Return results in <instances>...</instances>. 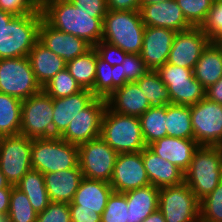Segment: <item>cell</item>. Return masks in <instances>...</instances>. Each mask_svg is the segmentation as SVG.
Wrapping results in <instances>:
<instances>
[{"instance_id":"2","label":"cell","mask_w":222,"mask_h":222,"mask_svg":"<svg viewBox=\"0 0 222 222\" xmlns=\"http://www.w3.org/2000/svg\"><path fill=\"white\" fill-rule=\"evenodd\" d=\"M222 181V150L218 146L200 145L193 154L184 182L202 200Z\"/></svg>"},{"instance_id":"37","label":"cell","mask_w":222,"mask_h":222,"mask_svg":"<svg viewBox=\"0 0 222 222\" xmlns=\"http://www.w3.org/2000/svg\"><path fill=\"white\" fill-rule=\"evenodd\" d=\"M42 89L52 99L64 98L82 90L66 68L56 74Z\"/></svg>"},{"instance_id":"3","label":"cell","mask_w":222,"mask_h":222,"mask_svg":"<svg viewBox=\"0 0 222 222\" xmlns=\"http://www.w3.org/2000/svg\"><path fill=\"white\" fill-rule=\"evenodd\" d=\"M145 25L139 10H108L103 19L102 40L126 53L140 54L143 47Z\"/></svg>"},{"instance_id":"46","label":"cell","mask_w":222,"mask_h":222,"mask_svg":"<svg viewBox=\"0 0 222 222\" xmlns=\"http://www.w3.org/2000/svg\"><path fill=\"white\" fill-rule=\"evenodd\" d=\"M75 7L86 13H94V18H104L108 8L106 0H69Z\"/></svg>"},{"instance_id":"18","label":"cell","mask_w":222,"mask_h":222,"mask_svg":"<svg viewBox=\"0 0 222 222\" xmlns=\"http://www.w3.org/2000/svg\"><path fill=\"white\" fill-rule=\"evenodd\" d=\"M145 26L171 29L175 32L190 29L176 0L161 1L154 4H141L139 9Z\"/></svg>"},{"instance_id":"30","label":"cell","mask_w":222,"mask_h":222,"mask_svg":"<svg viewBox=\"0 0 222 222\" xmlns=\"http://www.w3.org/2000/svg\"><path fill=\"white\" fill-rule=\"evenodd\" d=\"M25 193L33 209L40 213L51 203L45 187L44 176L40 171L30 170L15 185Z\"/></svg>"},{"instance_id":"8","label":"cell","mask_w":222,"mask_h":222,"mask_svg":"<svg viewBox=\"0 0 222 222\" xmlns=\"http://www.w3.org/2000/svg\"><path fill=\"white\" fill-rule=\"evenodd\" d=\"M158 203L166 222H200V200L185 182L160 188Z\"/></svg>"},{"instance_id":"29","label":"cell","mask_w":222,"mask_h":222,"mask_svg":"<svg viewBox=\"0 0 222 222\" xmlns=\"http://www.w3.org/2000/svg\"><path fill=\"white\" fill-rule=\"evenodd\" d=\"M126 79L121 76L120 65L111 66L97 52L96 77L91 90L96 98L107 99L117 88L123 87Z\"/></svg>"},{"instance_id":"55","label":"cell","mask_w":222,"mask_h":222,"mask_svg":"<svg viewBox=\"0 0 222 222\" xmlns=\"http://www.w3.org/2000/svg\"><path fill=\"white\" fill-rule=\"evenodd\" d=\"M161 1H167V0H141V4H154V3H160Z\"/></svg>"},{"instance_id":"40","label":"cell","mask_w":222,"mask_h":222,"mask_svg":"<svg viewBox=\"0 0 222 222\" xmlns=\"http://www.w3.org/2000/svg\"><path fill=\"white\" fill-rule=\"evenodd\" d=\"M200 222H222V181L200 200Z\"/></svg>"},{"instance_id":"47","label":"cell","mask_w":222,"mask_h":222,"mask_svg":"<svg viewBox=\"0 0 222 222\" xmlns=\"http://www.w3.org/2000/svg\"><path fill=\"white\" fill-rule=\"evenodd\" d=\"M71 222H101L104 209H79V205H69Z\"/></svg>"},{"instance_id":"44","label":"cell","mask_w":222,"mask_h":222,"mask_svg":"<svg viewBox=\"0 0 222 222\" xmlns=\"http://www.w3.org/2000/svg\"><path fill=\"white\" fill-rule=\"evenodd\" d=\"M94 48L97 50L98 55L111 66L122 64L127 54L119 47L103 40L98 42Z\"/></svg>"},{"instance_id":"34","label":"cell","mask_w":222,"mask_h":222,"mask_svg":"<svg viewBox=\"0 0 222 222\" xmlns=\"http://www.w3.org/2000/svg\"><path fill=\"white\" fill-rule=\"evenodd\" d=\"M139 118L146 146L168 136L166 130V105L151 106Z\"/></svg>"},{"instance_id":"15","label":"cell","mask_w":222,"mask_h":222,"mask_svg":"<svg viewBox=\"0 0 222 222\" xmlns=\"http://www.w3.org/2000/svg\"><path fill=\"white\" fill-rule=\"evenodd\" d=\"M110 185L115 192L120 193L150 185L142 151L117 154Z\"/></svg>"},{"instance_id":"6","label":"cell","mask_w":222,"mask_h":222,"mask_svg":"<svg viewBox=\"0 0 222 222\" xmlns=\"http://www.w3.org/2000/svg\"><path fill=\"white\" fill-rule=\"evenodd\" d=\"M78 162V145L60 137L32 139L31 165L42 174L75 168Z\"/></svg>"},{"instance_id":"21","label":"cell","mask_w":222,"mask_h":222,"mask_svg":"<svg viewBox=\"0 0 222 222\" xmlns=\"http://www.w3.org/2000/svg\"><path fill=\"white\" fill-rule=\"evenodd\" d=\"M199 146L194 139L166 136L147 147L156 155L174 164L185 173L189 169L193 154Z\"/></svg>"},{"instance_id":"31","label":"cell","mask_w":222,"mask_h":222,"mask_svg":"<svg viewBox=\"0 0 222 222\" xmlns=\"http://www.w3.org/2000/svg\"><path fill=\"white\" fill-rule=\"evenodd\" d=\"M97 50L92 47L85 54L66 63V69L82 89L92 90L96 77Z\"/></svg>"},{"instance_id":"5","label":"cell","mask_w":222,"mask_h":222,"mask_svg":"<svg viewBox=\"0 0 222 222\" xmlns=\"http://www.w3.org/2000/svg\"><path fill=\"white\" fill-rule=\"evenodd\" d=\"M101 137L118 154L141 152L146 147L140 118L116 113L108 106L102 118Z\"/></svg>"},{"instance_id":"20","label":"cell","mask_w":222,"mask_h":222,"mask_svg":"<svg viewBox=\"0 0 222 222\" xmlns=\"http://www.w3.org/2000/svg\"><path fill=\"white\" fill-rule=\"evenodd\" d=\"M96 97L91 90L81 91L53 101V137H60L67 129L70 121L84 110Z\"/></svg>"},{"instance_id":"35","label":"cell","mask_w":222,"mask_h":222,"mask_svg":"<svg viewBox=\"0 0 222 222\" xmlns=\"http://www.w3.org/2000/svg\"><path fill=\"white\" fill-rule=\"evenodd\" d=\"M151 106L171 104V98L166 85L162 82L156 70H150L136 81Z\"/></svg>"},{"instance_id":"17","label":"cell","mask_w":222,"mask_h":222,"mask_svg":"<svg viewBox=\"0 0 222 222\" xmlns=\"http://www.w3.org/2000/svg\"><path fill=\"white\" fill-rule=\"evenodd\" d=\"M39 41L66 63L85 54L92 46L85 40L64 33L50 26L42 19L39 26Z\"/></svg>"},{"instance_id":"1","label":"cell","mask_w":222,"mask_h":222,"mask_svg":"<svg viewBox=\"0 0 222 222\" xmlns=\"http://www.w3.org/2000/svg\"><path fill=\"white\" fill-rule=\"evenodd\" d=\"M43 19L53 28L81 38L94 47L102 40L103 19L94 18L69 0H54L43 10Z\"/></svg>"},{"instance_id":"51","label":"cell","mask_w":222,"mask_h":222,"mask_svg":"<svg viewBox=\"0 0 222 222\" xmlns=\"http://www.w3.org/2000/svg\"><path fill=\"white\" fill-rule=\"evenodd\" d=\"M142 222H166L163 214L159 211V209L152 214H150L144 221Z\"/></svg>"},{"instance_id":"58","label":"cell","mask_w":222,"mask_h":222,"mask_svg":"<svg viewBox=\"0 0 222 222\" xmlns=\"http://www.w3.org/2000/svg\"><path fill=\"white\" fill-rule=\"evenodd\" d=\"M2 138H3V136L0 135V145H1Z\"/></svg>"},{"instance_id":"53","label":"cell","mask_w":222,"mask_h":222,"mask_svg":"<svg viewBox=\"0 0 222 222\" xmlns=\"http://www.w3.org/2000/svg\"><path fill=\"white\" fill-rule=\"evenodd\" d=\"M38 10H43L49 3L54 0H30Z\"/></svg>"},{"instance_id":"11","label":"cell","mask_w":222,"mask_h":222,"mask_svg":"<svg viewBox=\"0 0 222 222\" xmlns=\"http://www.w3.org/2000/svg\"><path fill=\"white\" fill-rule=\"evenodd\" d=\"M117 154L101 136L78 145L83 177L110 183Z\"/></svg>"},{"instance_id":"52","label":"cell","mask_w":222,"mask_h":222,"mask_svg":"<svg viewBox=\"0 0 222 222\" xmlns=\"http://www.w3.org/2000/svg\"><path fill=\"white\" fill-rule=\"evenodd\" d=\"M14 15L0 9V33L4 25H7Z\"/></svg>"},{"instance_id":"4","label":"cell","mask_w":222,"mask_h":222,"mask_svg":"<svg viewBox=\"0 0 222 222\" xmlns=\"http://www.w3.org/2000/svg\"><path fill=\"white\" fill-rule=\"evenodd\" d=\"M41 10L35 14L14 15L0 33V59L27 57L39 40Z\"/></svg>"},{"instance_id":"50","label":"cell","mask_w":222,"mask_h":222,"mask_svg":"<svg viewBox=\"0 0 222 222\" xmlns=\"http://www.w3.org/2000/svg\"><path fill=\"white\" fill-rule=\"evenodd\" d=\"M12 188H1L0 189V215H7L10 205Z\"/></svg>"},{"instance_id":"43","label":"cell","mask_w":222,"mask_h":222,"mask_svg":"<svg viewBox=\"0 0 222 222\" xmlns=\"http://www.w3.org/2000/svg\"><path fill=\"white\" fill-rule=\"evenodd\" d=\"M36 222H71L68 203L51 202L37 214Z\"/></svg>"},{"instance_id":"33","label":"cell","mask_w":222,"mask_h":222,"mask_svg":"<svg viewBox=\"0 0 222 222\" xmlns=\"http://www.w3.org/2000/svg\"><path fill=\"white\" fill-rule=\"evenodd\" d=\"M22 101L0 92V135L20 134Z\"/></svg>"},{"instance_id":"14","label":"cell","mask_w":222,"mask_h":222,"mask_svg":"<svg viewBox=\"0 0 222 222\" xmlns=\"http://www.w3.org/2000/svg\"><path fill=\"white\" fill-rule=\"evenodd\" d=\"M106 108V99L95 98L70 121L67 129L60 138L71 144L80 145L100 137L102 118Z\"/></svg>"},{"instance_id":"49","label":"cell","mask_w":222,"mask_h":222,"mask_svg":"<svg viewBox=\"0 0 222 222\" xmlns=\"http://www.w3.org/2000/svg\"><path fill=\"white\" fill-rule=\"evenodd\" d=\"M205 97L210 101L222 104V77L206 89Z\"/></svg>"},{"instance_id":"12","label":"cell","mask_w":222,"mask_h":222,"mask_svg":"<svg viewBox=\"0 0 222 222\" xmlns=\"http://www.w3.org/2000/svg\"><path fill=\"white\" fill-rule=\"evenodd\" d=\"M32 139L21 134L3 136L0 145V170L15 186L30 170Z\"/></svg>"},{"instance_id":"36","label":"cell","mask_w":222,"mask_h":222,"mask_svg":"<svg viewBox=\"0 0 222 222\" xmlns=\"http://www.w3.org/2000/svg\"><path fill=\"white\" fill-rule=\"evenodd\" d=\"M37 214L27 195L13 186L7 214L10 222H36Z\"/></svg>"},{"instance_id":"27","label":"cell","mask_w":222,"mask_h":222,"mask_svg":"<svg viewBox=\"0 0 222 222\" xmlns=\"http://www.w3.org/2000/svg\"><path fill=\"white\" fill-rule=\"evenodd\" d=\"M113 191L108 182L83 178L69 205H79V209H105Z\"/></svg>"},{"instance_id":"19","label":"cell","mask_w":222,"mask_h":222,"mask_svg":"<svg viewBox=\"0 0 222 222\" xmlns=\"http://www.w3.org/2000/svg\"><path fill=\"white\" fill-rule=\"evenodd\" d=\"M176 33L167 28L145 26L140 55L150 70H157L167 63Z\"/></svg>"},{"instance_id":"56","label":"cell","mask_w":222,"mask_h":222,"mask_svg":"<svg viewBox=\"0 0 222 222\" xmlns=\"http://www.w3.org/2000/svg\"><path fill=\"white\" fill-rule=\"evenodd\" d=\"M0 222H10L7 215H0Z\"/></svg>"},{"instance_id":"32","label":"cell","mask_w":222,"mask_h":222,"mask_svg":"<svg viewBox=\"0 0 222 222\" xmlns=\"http://www.w3.org/2000/svg\"><path fill=\"white\" fill-rule=\"evenodd\" d=\"M166 130L169 137L194 139L190 106L166 105Z\"/></svg>"},{"instance_id":"24","label":"cell","mask_w":222,"mask_h":222,"mask_svg":"<svg viewBox=\"0 0 222 222\" xmlns=\"http://www.w3.org/2000/svg\"><path fill=\"white\" fill-rule=\"evenodd\" d=\"M142 160L151 185L160 189L184 182L182 170L156 155L147 146L142 150Z\"/></svg>"},{"instance_id":"57","label":"cell","mask_w":222,"mask_h":222,"mask_svg":"<svg viewBox=\"0 0 222 222\" xmlns=\"http://www.w3.org/2000/svg\"><path fill=\"white\" fill-rule=\"evenodd\" d=\"M218 147L222 150V141L220 142V144L218 145Z\"/></svg>"},{"instance_id":"48","label":"cell","mask_w":222,"mask_h":222,"mask_svg":"<svg viewBox=\"0 0 222 222\" xmlns=\"http://www.w3.org/2000/svg\"><path fill=\"white\" fill-rule=\"evenodd\" d=\"M108 10L136 11L140 9L141 0H106Z\"/></svg>"},{"instance_id":"25","label":"cell","mask_w":222,"mask_h":222,"mask_svg":"<svg viewBox=\"0 0 222 222\" xmlns=\"http://www.w3.org/2000/svg\"><path fill=\"white\" fill-rule=\"evenodd\" d=\"M34 76L39 85L43 88L60 71L66 68L64 59L45 47L39 40L29 52Z\"/></svg>"},{"instance_id":"26","label":"cell","mask_w":222,"mask_h":222,"mask_svg":"<svg viewBox=\"0 0 222 222\" xmlns=\"http://www.w3.org/2000/svg\"><path fill=\"white\" fill-rule=\"evenodd\" d=\"M194 77L207 89L222 77V46L210 41L203 49L193 70Z\"/></svg>"},{"instance_id":"16","label":"cell","mask_w":222,"mask_h":222,"mask_svg":"<svg viewBox=\"0 0 222 222\" xmlns=\"http://www.w3.org/2000/svg\"><path fill=\"white\" fill-rule=\"evenodd\" d=\"M210 39L201 27L179 31L175 34L167 63L194 70L203 49Z\"/></svg>"},{"instance_id":"54","label":"cell","mask_w":222,"mask_h":222,"mask_svg":"<svg viewBox=\"0 0 222 222\" xmlns=\"http://www.w3.org/2000/svg\"><path fill=\"white\" fill-rule=\"evenodd\" d=\"M13 185H10V183L7 181L6 177L0 170V189L1 188H12Z\"/></svg>"},{"instance_id":"23","label":"cell","mask_w":222,"mask_h":222,"mask_svg":"<svg viewBox=\"0 0 222 222\" xmlns=\"http://www.w3.org/2000/svg\"><path fill=\"white\" fill-rule=\"evenodd\" d=\"M45 187L51 202L71 203L82 179L79 164L72 169H65L43 174Z\"/></svg>"},{"instance_id":"42","label":"cell","mask_w":222,"mask_h":222,"mask_svg":"<svg viewBox=\"0 0 222 222\" xmlns=\"http://www.w3.org/2000/svg\"><path fill=\"white\" fill-rule=\"evenodd\" d=\"M121 76L128 83L136 82L143 77L150 69L146 66L140 54L127 53L124 61L120 64Z\"/></svg>"},{"instance_id":"41","label":"cell","mask_w":222,"mask_h":222,"mask_svg":"<svg viewBox=\"0 0 222 222\" xmlns=\"http://www.w3.org/2000/svg\"><path fill=\"white\" fill-rule=\"evenodd\" d=\"M201 29L210 41L219 42L222 39V0H214Z\"/></svg>"},{"instance_id":"9","label":"cell","mask_w":222,"mask_h":222,"mask_svg":"<svg viewBox=\"0 0 222 222\" xmlns=\"http://www.w3.org/2000/svg\"><path fill=\"white\" fill-rule=\"evenodd\" d=\"M53 101L42 89L22 101L20 134L31 139L53 137Z\"/></svg>"},{"instance_id":"45","label":"cell","mask_w":222,"mask_h":222,"mask_svg":"<svg viewBox=\"0 0 222 222\" xmlns=\"http://www.w3.org/2000/svg\"><path fill=\"white\" fill-rule=\"evenodd\" d=\"M0 9L12 15L35 14L38 11L30 0H0Z\"/></svg>"},{"instance_id":"13","label":"cell","mask_w":222,"mask_h":222,"mask_svg":"<svg viewBox=\"0 0 222 222\" xmlns=\"http://www.w3.org/2000/svg\"><path fill=\"white\" fill-rule=\"evenodd\" d=\"M194 140L199 145L218 146L222 141V104L206 97L190 106Z\"/></svg>"},{"instance_id":"22","label":"cell","mask_w":222,"mask_h":222,"mask_svg":"<svg viewBox=\"0 0 222 222\" xmlns=\"http://www.w3.org/2000/svg\"><path fill=\"white\" fill-rule=\"evenodd\" d=\"M106 100L112 111L134 117H140L151 107L136 82L117 88Z\"/></svg>"},{"instance_id":"28","label":"cell","mask_w":222,"mask_h":222,"mask_svg":"<svg viewBox=\"0 0 222 222\" xmlns=\"http://www.w3.org/2000/svg\"><path fill=\"white\" fill-rule=\"evenodd\" d=\"M124 194L128 210H130V222H142L158 210L159 188L151 184L127 191Z\"/></svg>"},{"instance_id":"10","label":"cell","mask_w":222,"mask_h":222,"mask_svg":"<svg viewBox=\"0 0 222 222\" xmlns=\"http://www.w3.org/2000/svg\"><path fill=\"white\" fill-rule=\"evenodd\" d=\"M168 88L171 104L191 106L205 98L206 89L192 69L166 63L156 70Z\"/></svg>"},{"instance_id":"39","label":"cell","mask_w":222,"mask_h":222,"mask_svg":"<svg viewBox=\"0 0 222 222\" xmlns=\"http://www.w3.org/2000/svg\"><path fill=\"white\" fill-rule=\"evenodd\" d=\"M101 222H130L126 195L113 191L101 215Z\"/></svg>"},{"instance_id":"7","label":"cell","mask_w":222,"mask_h":222,"mask_svg":"<svg viewBox=\"0 0 222 222\" xmlns=\"http://www.w3.org/2000/svg\"><path fill=\"white\" fill-rule=\"evenodd\" d=\"M42 87L36 81L27 57L0 59V92L21 101L39 93Z\"/></svg>"},{"instance_id":"38","label":"cell","mask_w":222,"mask_h":222,"mask_svg":"<svg viewBox=\"0 0 222 222\" xmlns=\"http://www.w3.org/2000/svg\"><path fill=\"white\" fill-rule=\"evenodd\" d=\"M192 27H201L205 22L214 0H176Z\"/></svg>"}]
</instances>
